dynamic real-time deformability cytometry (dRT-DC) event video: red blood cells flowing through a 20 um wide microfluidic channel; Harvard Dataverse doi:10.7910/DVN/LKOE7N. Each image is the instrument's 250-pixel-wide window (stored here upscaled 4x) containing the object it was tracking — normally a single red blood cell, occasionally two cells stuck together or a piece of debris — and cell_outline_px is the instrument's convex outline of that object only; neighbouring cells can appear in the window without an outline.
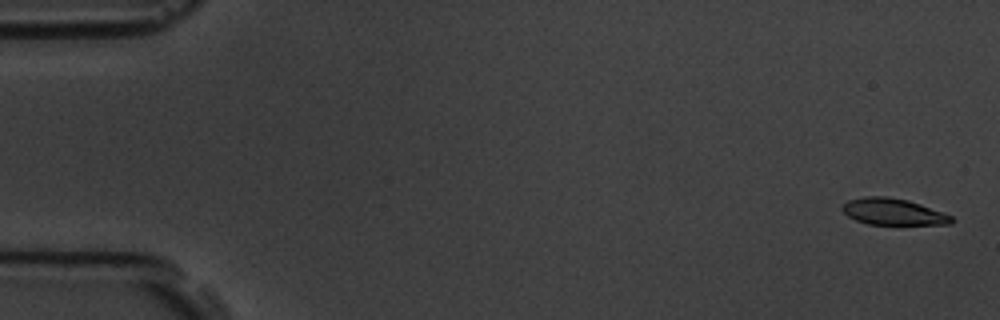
{"species": "common noctule bat (a hibernating species)", "species_latin": "Nyctalus noctula", "temperature_condition": "room temperature", "stored_images_in_passage": 5, "camera_frame_rate_fps": 3000, "um_per_image_px": 0.085, "animal": {"sex": "male", "body_mass_g": 19.5, "forearm_length_mm": 54.6}, "frame": {"image": 1, "passage_image": 1, "time_ms": 0.0, "image_size_px": [1000, 320], "cell_outline_px": [[956, 220], [952, 224], [868, 224], [856, 220], [848, 216], [840, 208], [848, 200], [864, 196], [888, 196], [908, 200], [920, 204], [952, 216]], "centroid_in_image_um": [75.91, 17.99], "position_along_channel_um": 9.1, "area_um2": 16.82}}
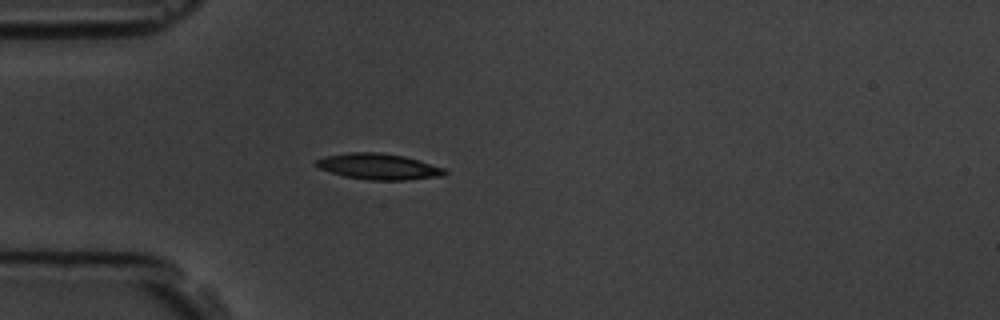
{"frame": {"image": 2, "passage_image": 5, "time_ms": 4.667, "image_size_px": [1000, 320], "cell_outline_px": [[448, 172], [444, 176], [404, 180], [368, 180], [344, 176], [320, 168], [316, 164], [316, 160], [324, 156], [348, 152], [380, 152], [404, 156], [420, 160], [444, 168]], "centroid_in_image_um": [32.22, 14.15], "position_along_channel_um": 52.8, "area_um2": 19.48}}